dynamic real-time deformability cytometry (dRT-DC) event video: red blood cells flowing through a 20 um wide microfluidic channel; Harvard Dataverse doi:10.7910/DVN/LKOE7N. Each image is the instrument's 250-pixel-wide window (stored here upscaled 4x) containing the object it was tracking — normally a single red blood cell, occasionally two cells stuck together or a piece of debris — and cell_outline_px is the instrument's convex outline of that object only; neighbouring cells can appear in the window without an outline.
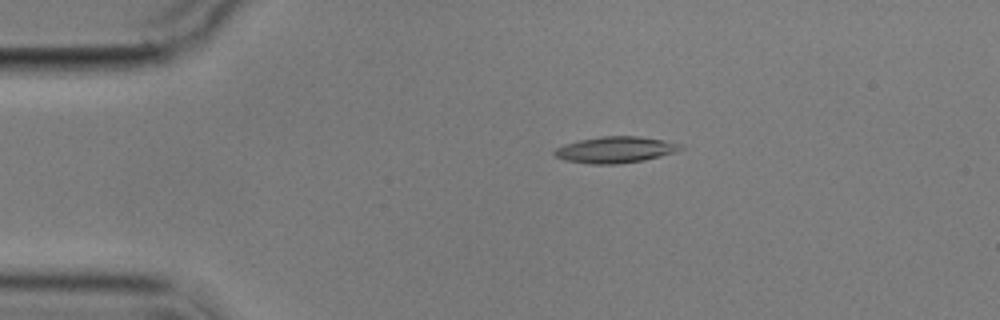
{"species": "common noctule bat (a hibernating species)", "species_latin": "Nyctalus noctula", "temperature_condition": "cold", "stored_images_in_passage": 5, "camera_frame_rate_fps": 3000, "um_per_image_px": 0.085, "animal": {"sex": "male", "body_mass_g": 17.9}, "frame": {"image": 1, "passage_image": 1, "time_ms": 0.0, "image_size_px": [1000, 320], "cell_outline_px": [[684, 148], [676, 152], [644, 160], [616, 164], [592, 164], [564, 160], [556, 156], [552, 152], [556, 148], [564, 144], [580, 140], [600, 136], [636, 136], [664, 140], [684, 144]], "centroid_in_image_um": [52.33, 12.72], "position_along_channel_um": 32.7, "area_um2": 19.36}}
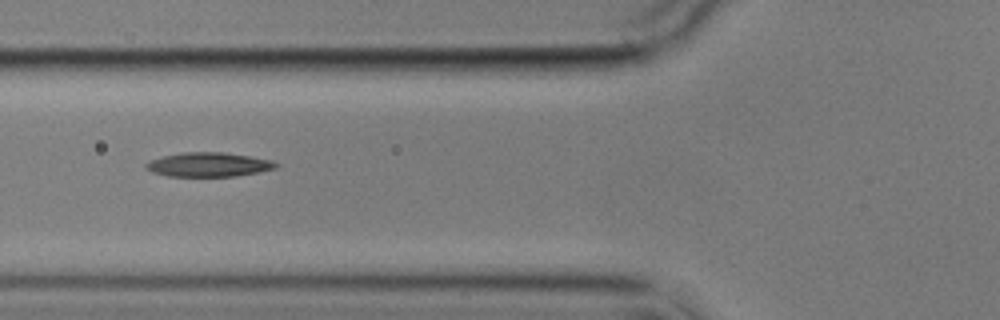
{"frame": {"image": 2, "passage_image": 4, "time_ms": 3.333, "image_size_px": [1000, 320], "cell_outline_px": [[280, 164], [276, 168], [260, 172], [236, 176], [168, 176], [152, 172], [144, 168], [144, 164], [152, 160], [164, 156], [184, 152], [224, 152], [272, 160]], "centroid_in_image_um": [17.75, 13.99], "position_along_channel_um": 108.0, "area_um2": 18.32}}
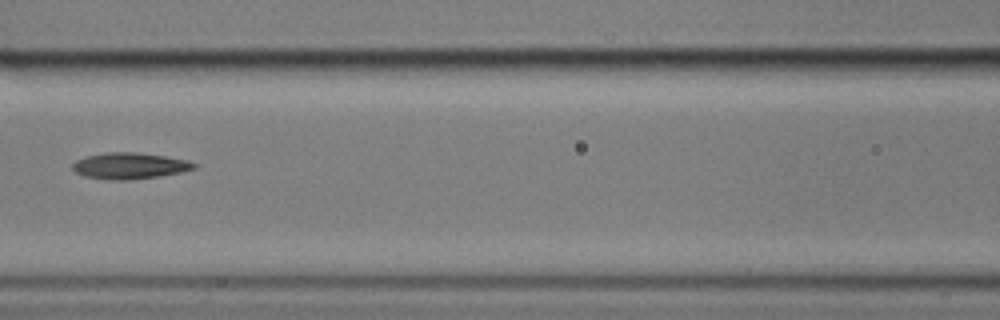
{"frame": {"image": 3, "passage_image": 5, "time_ms": 4.667, "image_size_px": [1000, 320], "cell_outline_px": [[196, 168], [180, 172], [156, 176], [128, 180], [108, 180], [84, 176], [76, 172], [72, 168], [72, 164], [76, 160], [88, 156], [104, 152], [136, 152], [164, 156], [188, 160], [196, 164]], "centroid_in_image_um": [10.99, 14.09], "position_along_channel_um": 155.6, "area_um2": 18.44}}